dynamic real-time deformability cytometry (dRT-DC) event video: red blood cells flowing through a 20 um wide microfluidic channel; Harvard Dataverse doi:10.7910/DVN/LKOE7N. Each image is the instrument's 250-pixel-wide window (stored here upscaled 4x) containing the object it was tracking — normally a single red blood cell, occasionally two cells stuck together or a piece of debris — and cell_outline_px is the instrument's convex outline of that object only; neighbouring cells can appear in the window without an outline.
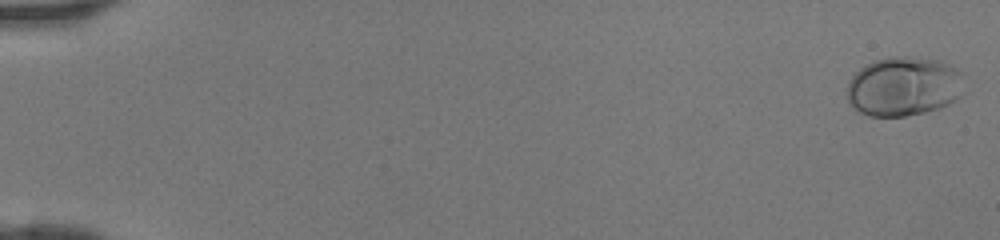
{"species": "human", "species_latin": "Homo sapiens", "temperature_condition": "room temperature", "stored_images_in_passage": 46, "camera_frame_rate_fps": 3000, "um_per_image_px": 0.085, "donor": {"sex": "female"}, "frame": {"image": 1, "passage_image": 1, "time_ms": 0.0, "image_size_px": [1000, 240], "cell_outline_px": [[960, 96], [956, 100], [948, 104], [924, 112], [904, 116], [868, 116], [860, 112], [848, 100], [848, 84], [852, 76], [860, 68], [876, 60], [888, 56], [908, 56], [940, 60], [960, 72]], "centroid_in_image_um": [76.78, 7.34], "position_along_channel_um": 8.2, "area_um2": 39.94}}
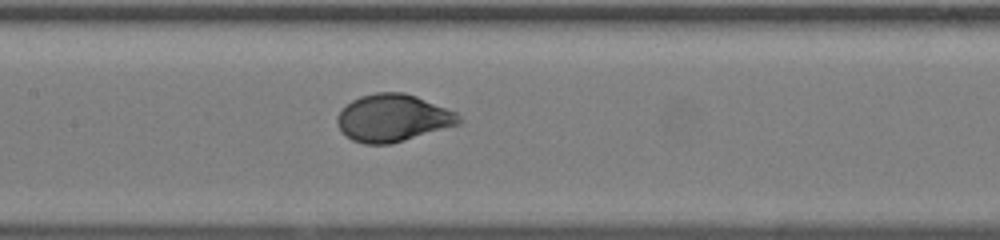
{"frame": {"image": 2, "passage_image": 24, "time_ms": 7.667, "image_size_px": [1000, 240], "cell_outline_px": [[464, 120], [460, 124], [404, 140], [388, 144], [364, 144], [352, 140], [340, 132], [336, 124], [336, 116], [352, 100], [360, 96], [376, 92], [404, 92], [416, 96], [456, 112]], "centroid_in_image_um": [33.38, 10.03], "position_along_channel_um": 174.0, "area_um2": 33.58}}
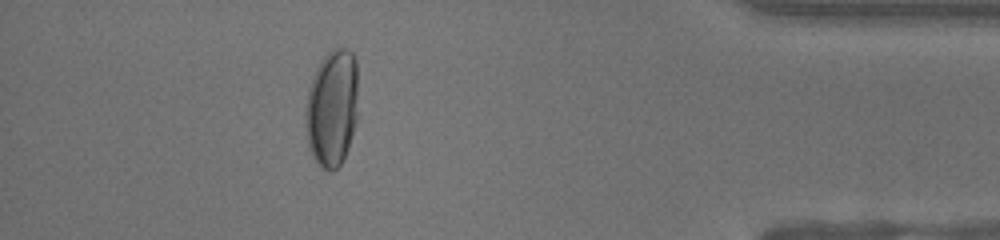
{"frame": {"image": 3, "passage_image": 42, "time_ms": 13.667, "image_size_px": [1000, 240], "cell_outline_px": [[360, 116], [348, 148], [340, 164], [332, 172], [328, 172], [312, 156], [308, 148], [304, 124], [304, 116], [308, 88], [312, 76], [320, 60], [332, 48], [348, 48], [352, 52], [356, 60]], "centroid_in_image_um": [28.24, 9.16], "position_along_channel_um": 407.0, "area_um2": 37.34}}